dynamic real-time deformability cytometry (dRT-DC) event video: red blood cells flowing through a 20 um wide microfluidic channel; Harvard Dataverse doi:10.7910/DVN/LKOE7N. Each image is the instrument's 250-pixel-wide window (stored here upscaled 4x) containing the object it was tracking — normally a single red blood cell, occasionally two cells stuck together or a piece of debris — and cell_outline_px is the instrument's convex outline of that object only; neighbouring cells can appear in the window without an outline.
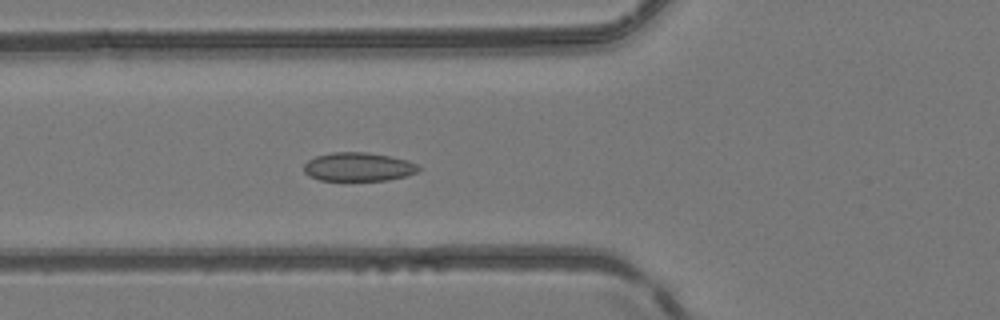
{"species": "common noctule bat (a hibernating species)", "species_latin": "Nyctalus noctula", "temperature_condition": "room temperature", "stored_images_in_passage": 23, "camera_frame_rate_fps": 3000, "um_per_image_px": 0.085, "animal": {"sex": "female", "body_mass_g": 24.6, "forearm_length_mm": 56.2}, "frame": {"image": 1, "passage_image": 7, "time_ms": 2.0, "image_size_px": [1000, 320], "cell_outline_px": [[420, 168], [416, 172], [408, 176], [388, 180], [320, 180], [308, 176], [304, 172], [304, 164], [308, 160], [316, 156], [332, 152], [368, 152], [408, 160], [416, 164]], "centroid_in_image_um": [30.45, 14.18], "position_along_channel_um": 95.4, "area_um2": 19.19}}
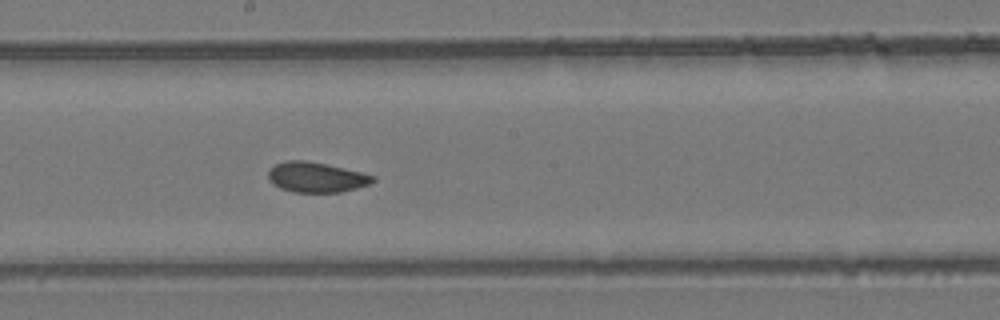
{"frame": {"image": 2, "passage_image": 16, "time_ms": 5.0, "image_size_px": [1000, 320], "cell_outline_px": [[376, 180], [368, 184], [356, 188], [340, 192], [292, 192], [280, 188], [272, 184], [268, 180], [268, 172], [276, 164], [284, 160], [304, 160], [324, 164], [360, 172], [376, 176]], "centroid_in_image_um": [26.85, 15.07], "position_along_channel_um": 221.4, "area_um2": 18.26}}
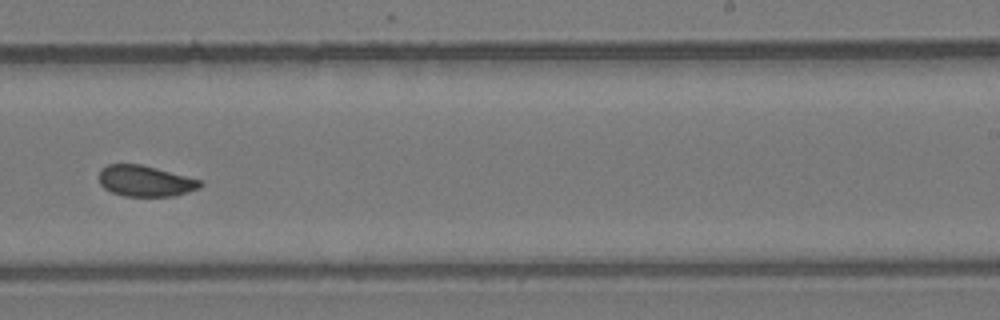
{"frame": {"image": 3, "passage_image": 20, "time_ms": 6.333, "image_size_px": [1000, 320], "cell_outline_px": [[204, 184], [200, 188], [176, 196], [124, 196], [112, 192], [104, 188], [100, 184], [100, 168], [108, 164], [140, 164], [204, 180]], "centroid_in_image_um": [12.4, 15.39], "position_along_channel_um": 276.6, "area_um2": 18.44}}